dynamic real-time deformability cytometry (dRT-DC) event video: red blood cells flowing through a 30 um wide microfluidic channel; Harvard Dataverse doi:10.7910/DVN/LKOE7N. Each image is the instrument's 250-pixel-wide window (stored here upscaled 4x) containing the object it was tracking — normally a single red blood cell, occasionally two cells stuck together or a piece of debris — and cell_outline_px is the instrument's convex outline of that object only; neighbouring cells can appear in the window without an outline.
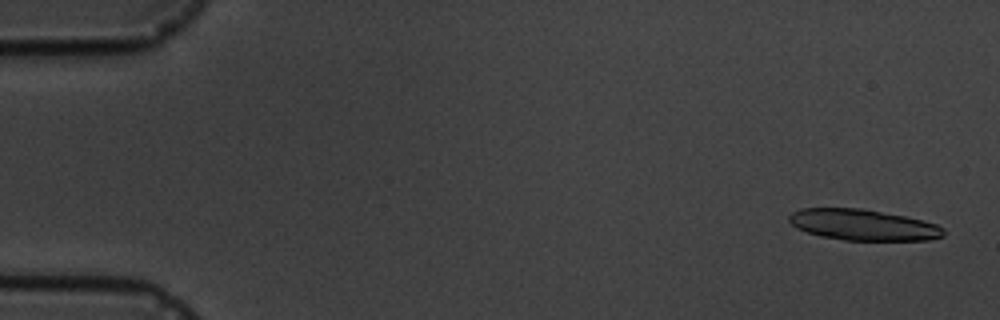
{"species": "common noctule bat (a hibernating species)", "species_latin": "Nyctalus noctula", "temperature_condition": "cold", "stored_images_in_passage": 17, "camera_frame_rate_fps": 3000, "um_per_image_px": 0.085, "animal": {"sex": "male", "body_mass_g": 19.5, "forearm_length_mm": 54.6}, "frame": {"image": 1, "passage_image": 1, "time_ms": 0.0, "image_size_px": [1000, 320], "cell_outline_px": [[944, 236], [928, 240], [844, 240], [820, 236], [796, 228], [788, 220], [788, 216], [792, 212], [800, 208], [864, 208], [904, 216], [936, 224], [944, 228]], "centroid_in_image_um": [73.33, 19.11], "position_along_channel_um": 11.7, "area_um2": 27.92}}
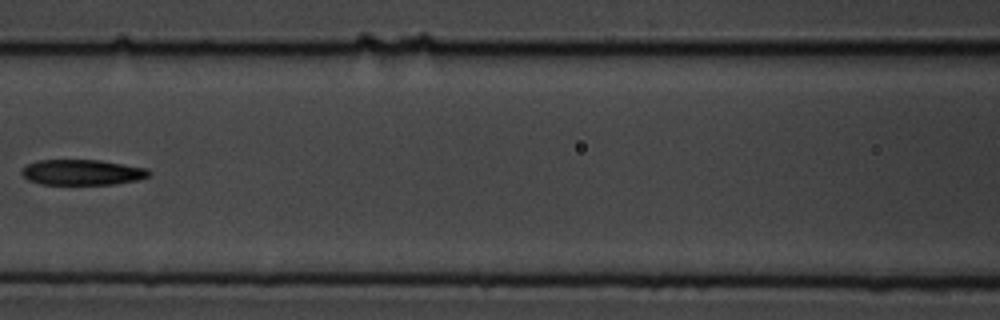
{"frame": {"image": 2, "passage_image": 8, "time_ms": 8.0, "image_size_px": [1000, 320], "cell_outline_px": [[152, 172], [148, 176], [136, 180], [116, 184], [40, 184], [28, 180], [20, 172], [28, 164], [36, 160], [100, 160], [148, 168]], "centroid_in_image_um": [7.0, 14.64], "position_along_channel_um": 159.6, "area_um2": 18.9}}
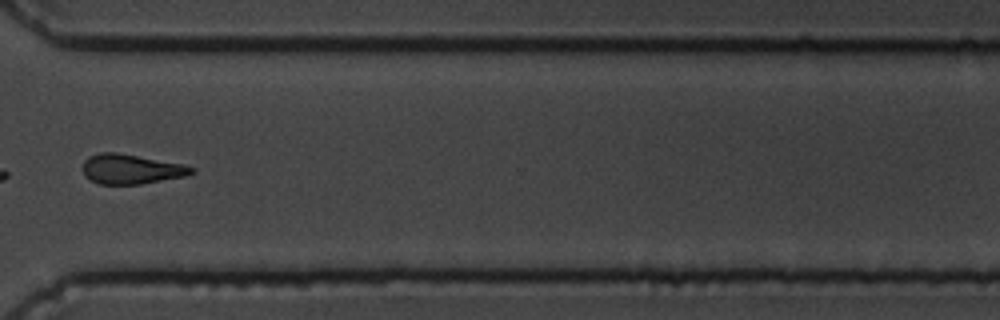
{"frame": {"image": 3, "passage_image": 13, "time_ms": 13.667, "image_size_px": [1000, 320], "cell_outline_px": [[196, 172], [184, 176], [140, 184], [100, 184], [84, 176], [84, 160], [88, 156], [100, 152], [116, 152], [184, 164], [196, 168]], "centroid_in_image_um": [11.16, 14.36], "position_along_channel_um": 359.4, "area_um2": 18.79}}